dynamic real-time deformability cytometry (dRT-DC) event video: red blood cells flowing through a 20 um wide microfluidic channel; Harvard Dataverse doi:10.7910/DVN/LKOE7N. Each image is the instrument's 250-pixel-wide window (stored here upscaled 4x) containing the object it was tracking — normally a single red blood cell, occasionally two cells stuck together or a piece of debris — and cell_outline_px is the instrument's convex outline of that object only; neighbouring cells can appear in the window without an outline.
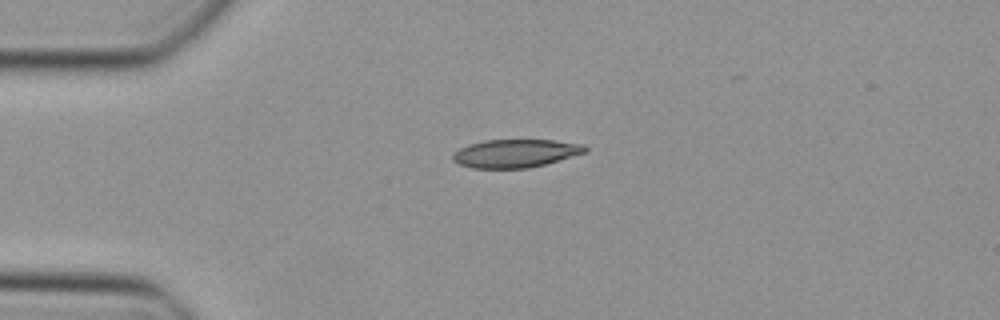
{"species": "Egyptian fruit bat (a non-hibernating species)", "species_latin": "Rousettus aegyptiacus", "temperature_condition": "cold", "stored_images_in_passage": 7, "camera_frame_rate_fps": 3000, "um_per_image_px": 0.085, "animal": {"sex": "female"}, "frame": {"image": 1, "passage_image": 1, "time_ms": 0.0, "image_size_px": [1000, 320], "cell_outline_px": [[588, 152], [544, 164], [528, 168], [472, 168], [460, 164], [452, 160], [452, 152], [468, 144], [484, 140], [552, 140], [584, 144], [588, 148]], "centroid_in_image_um": [43.81, 13.03], "position_along_channel_um": 41.2, "area_um2": 21.79}}
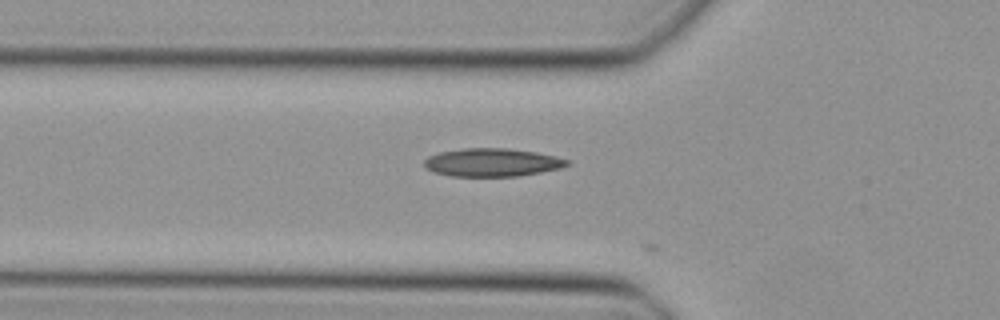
{"frame": {"image": 2, "passage_image": 6, "time_ms": 1.667, "image_size_px": [1000, 320], "cell_outline_px": [[572, 164], [560, 168], [520, 176], [452, 176], [436, 172], [428, 168], [424, 164], [424, 160], [428, 156], [440, 152], [464, 148], [508, 148], [536, 152], [556, 156], [572, 160]], "centroid_in_image_um": [41.9, 13.8], "position_along_channel_um": 83.9, "area_um2": 23.47}}